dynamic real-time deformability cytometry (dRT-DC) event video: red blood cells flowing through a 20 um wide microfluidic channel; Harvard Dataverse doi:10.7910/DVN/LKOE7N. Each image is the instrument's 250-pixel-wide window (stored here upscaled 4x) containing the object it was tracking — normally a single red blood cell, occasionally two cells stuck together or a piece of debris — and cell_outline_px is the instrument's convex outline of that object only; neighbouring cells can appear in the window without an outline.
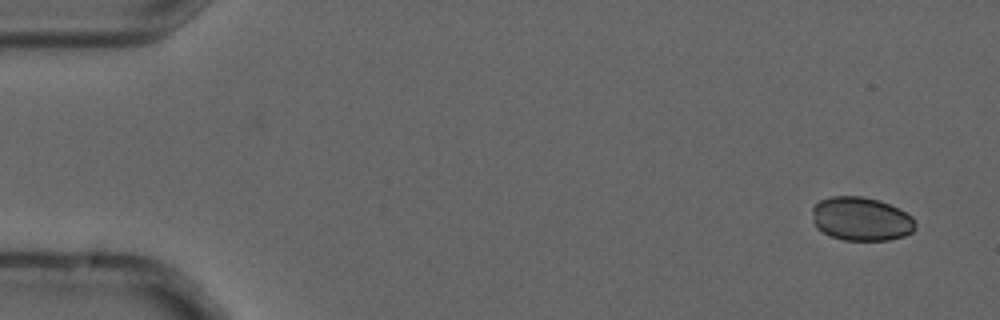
{"species": "common noctule bat (a hibernating species)", "species_latin": "Nyctalus noctula", "temperature_condition": "cold", "stored_images_in_passage": 3, "camera_frame_rate_fps": 3000, "um_per_image_px": 0.085, "animal": {"sex": "male", "forearm_length_mm": 52.5}, "frame": {"image": 1, "passage_image": 3, "time_ms": 0.667, "image_size_px": [1000, 320], "cell_outline_px": [[916, 228], [912, 232], [904, 236], [888, 240], [844, 240], [832, 236], [816, 228], [812, 220], [812, 208], [820, 200], [832, 196], [864, 196], [880, 200], [900, 208], [912, 216], [916, 224]], "centroid_in_image_um": [73.21, 18.6], "position_along_channel_um": 11.8, "area_um2": 26.53}}